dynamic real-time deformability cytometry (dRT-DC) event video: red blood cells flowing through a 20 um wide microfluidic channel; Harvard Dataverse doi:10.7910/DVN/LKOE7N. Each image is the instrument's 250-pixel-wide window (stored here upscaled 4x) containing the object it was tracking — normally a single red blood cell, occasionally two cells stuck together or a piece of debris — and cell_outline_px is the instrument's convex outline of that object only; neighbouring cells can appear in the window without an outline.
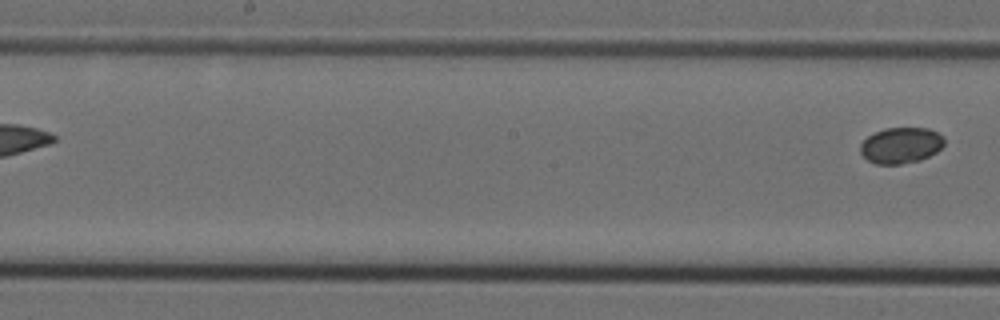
{"species": "Egyptian fruit bat (a non-hibernating species)", "species_latin": "Rousettus aegyptiacus", "temperature_condition": "cold", "stored_images_in_passage": 9, "segment_of_instrument_passage": [2, 2], "camera_frame_rate_fps": 3000, "um_per_image_px": 0.085, "animal": {"sex": "female"}, "frame": {"image": 1, "passage_image": 9, "time_ms": 2.667, "image_size_px": [1000, 320], "cell_outline_px": [[944, 144], [936, 152], [920, 160], [900, 164], [876, 164], [868, 160], [860, 152], [860, 144], [868, 136], [884, 128], [928, 128], [944, 136]], "centroid_in_image_um": [76.58, 12.35], "position_along_channel_um": 171.6, "area_um2": 17.51}}